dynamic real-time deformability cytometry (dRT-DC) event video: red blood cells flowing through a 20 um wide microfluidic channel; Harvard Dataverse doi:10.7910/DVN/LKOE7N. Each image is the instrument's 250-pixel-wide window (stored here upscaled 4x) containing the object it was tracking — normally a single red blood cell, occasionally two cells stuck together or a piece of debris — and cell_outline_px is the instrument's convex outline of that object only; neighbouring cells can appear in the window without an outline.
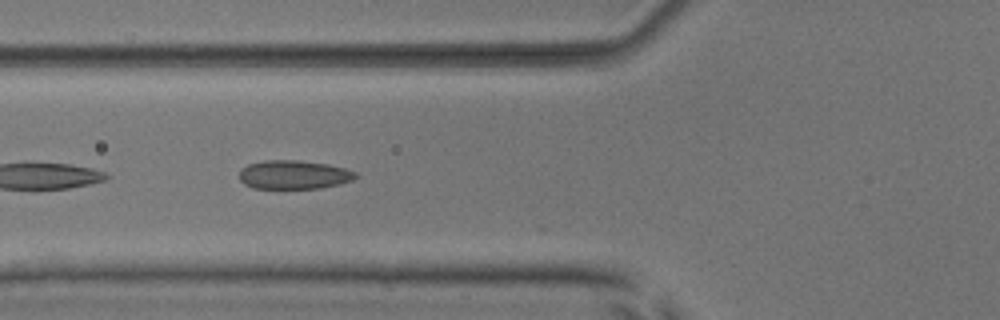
{"species": "common noctule bat (a hibernating species)", "species_latin": "Nyctalus noctula", "temperature_condition": "room temperature", "stored_images_in_passage": 8, "camera_frame_rate_fps": 3000, "um_per_image_px": 0.085, "animal": {"sex": "male", "body_mass_g": 17.9, "forearm_length_mm": 54.2}, "frame": {"image": 1, "passage_image": 7, "time_ms": 7.667, "image_size_px": [1000, 320], "cell_outline_px": [[360, 176], [352, 180], [340, 184], [320, 188], [252, 188], [244, 184], [240, 180], [240, 172], [248, 164], [264, 160], [296, 160], [328, 164], [344, 168], [356, 172]], "centroid_in_image_um": [25.0, 14.85], "position_along_channel_um": 100.8, "area_um2": 19.48}}